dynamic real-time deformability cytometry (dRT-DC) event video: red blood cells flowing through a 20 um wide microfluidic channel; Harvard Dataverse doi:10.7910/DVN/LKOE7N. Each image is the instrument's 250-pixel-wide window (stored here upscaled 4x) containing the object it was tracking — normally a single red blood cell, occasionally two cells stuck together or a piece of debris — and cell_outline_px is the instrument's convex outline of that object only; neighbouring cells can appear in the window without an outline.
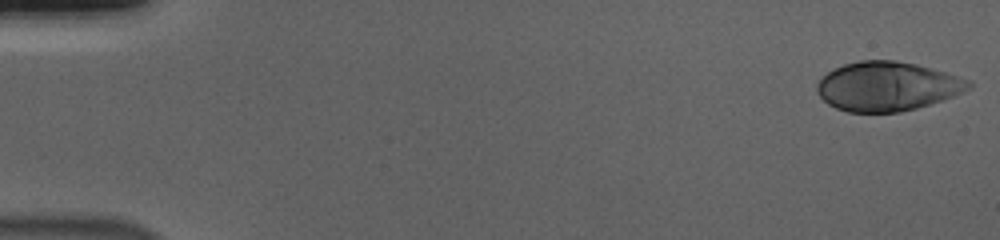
{"species": "human", "species_latin": "Homo sapiens", "temperature_condition": "cold", "stored_images_in_passage": 55, "camera_frame_rate_fps": 3000, "um_per_image_px": 0.085, "donor": {"sex": "male"}, "frame": {"image": 1, "passage_image": 1, "time_ms": 0.0, "image_size_px": [1000, 240], "cell_outline_px": [[972, 88], [952, 96], [916, 108], [900, 112], [848, 112], [836, 108], [828, 104], [816, 92], [816, 84], [828, 72], [844, 64], [860, 60], [896, 60], [916, 64], [972, 80]], "centroid_in_image_um": [75.41, 7.33], "position_along_channel_um": 9.6, "area_um2": 43.29}}
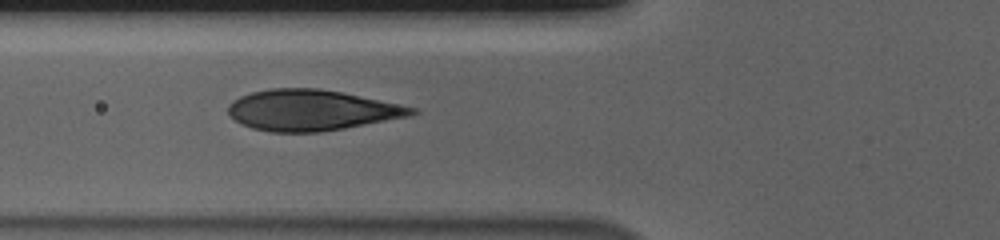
{"frame": {"image": 2, "passage_image": 21, "time_ms": 6.667, "image_size_px": [1000, 240], "cell_outline_px": [[420, 112], [412, 116], [344, 128], [320, 132], [272, 132], [252, 128], [240, 124], [228, 112], [228, 104], [232, 100], [240, 96], [252, 92], [272, 88], [320, 88], [340, 92], [416, 108]], "centroid_in_image_um": [26.46, 9.37], "position_along_channel_um": 99.3, "area_um2": 43.41}}
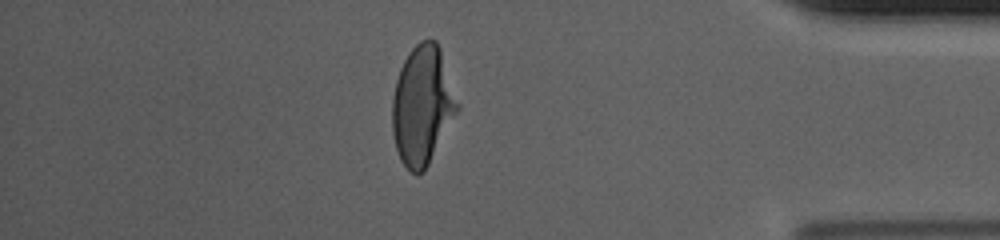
{"frame": {"image": 3, "passage_image": 48, "time_ms": 15.667, "image_size_px": [1000, 240], "cell_outline_px": [[460, 108], [424, 172], [416, 176], [400, 160], [396, 148], [392, 132], [392, 96], [396, 80], [400, 68], [408, 52], [420, 40], [436, 40], [440, 48], [460, 104]], "centroid_in_image_um": [35.9, 8.96], "position_along_channel_um": 399.3, "area_um2": 45.37}, "authors_computed_cell_mechanics": {"area_um2": 44.506, "velocity_mm_per_s": 3.6769, "shape_relaxation_time_tau1_ms": 3.9747, "shape_relaxation_time_tau2_ms": null, "deformation_change_tau1": 0.1802, "deformation_change_tau2": null}}